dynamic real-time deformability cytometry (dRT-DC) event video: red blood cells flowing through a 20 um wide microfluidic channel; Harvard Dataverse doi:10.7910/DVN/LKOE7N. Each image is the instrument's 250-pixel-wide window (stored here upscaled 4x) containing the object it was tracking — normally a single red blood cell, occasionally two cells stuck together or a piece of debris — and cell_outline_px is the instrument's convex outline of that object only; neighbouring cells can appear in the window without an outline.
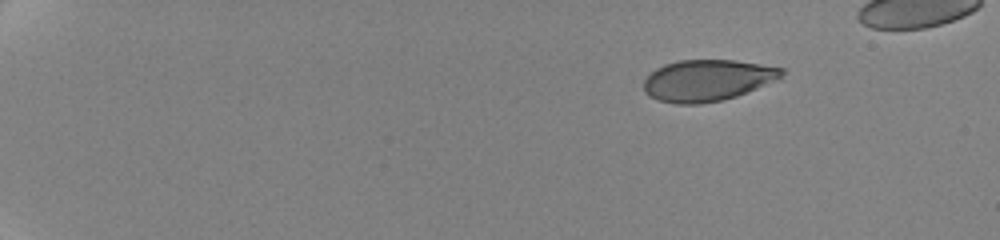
{"species": "human", "species_latin": "Homo sapiens", "temperature_condition": "cold", "stored_images_in_passage": 18, "camera_frame_rate_fps": 3000, "um_per_image_px": 0.085, "donor": {"sex": "female"}, "frame": {"image": 1, "passage_image": 1, "time_ms": 0.0, "image_size_px": [1000, 240], "cell_outline_px": [[788, 72], [780, 80], [736, 96], [720, 100], [696, 104], [676, 104], [660, 100], [648, 96], [644, 92], [644, 80], [656, 68], [664, 64], [680, 60], [732, 60], [760, 64], [784, 68]], "centroid_in_image_um": [60.18, 6.82], "position_along_channel_um": 24.8, "area_um2": 33.47}}
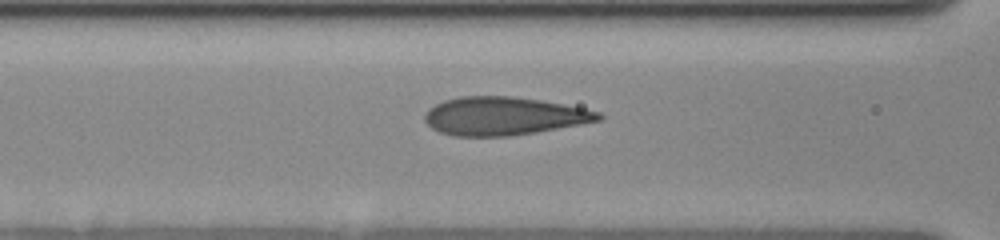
{"frame": {"image": 2, "passage_image": 13, "time_ms": 6.667, "image_size_px": [1000, 240], "cell_outline_px": [[604, 116], [600, 120], [580, 124], [536, 132], [508, 136], [456, 136], [440, 132], [432, 128], [424, 120], [424, 116], [428, 108], [444, 100], [460, 96], [512, 96], [540, 100], [584, 108], [600, 112]], "centroid_in_image_um": [42.8, 9.86], "position_along_channel_um": 123.8, "area_um2": 38.55}}
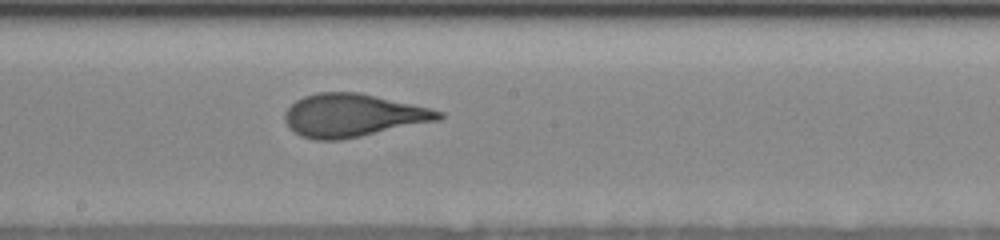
{"frame": {"image": 3, "passage_image": 18, "time_ms": 9.333, "image_size_px": [1000, 240], "cell_outline_px": [[444, 116], [440, 120], [340, 140], [316, 140], [300, 136], [288, 128], [284, 120], [284, 112], [296, 100], [304, 96], [316, 92], [360, 92], [432, 108], [444, 112]], "centroid_in_image_um": [29.99, 9.8], "position_along_channel_um": 218.2, "area_um2": 38.78}}